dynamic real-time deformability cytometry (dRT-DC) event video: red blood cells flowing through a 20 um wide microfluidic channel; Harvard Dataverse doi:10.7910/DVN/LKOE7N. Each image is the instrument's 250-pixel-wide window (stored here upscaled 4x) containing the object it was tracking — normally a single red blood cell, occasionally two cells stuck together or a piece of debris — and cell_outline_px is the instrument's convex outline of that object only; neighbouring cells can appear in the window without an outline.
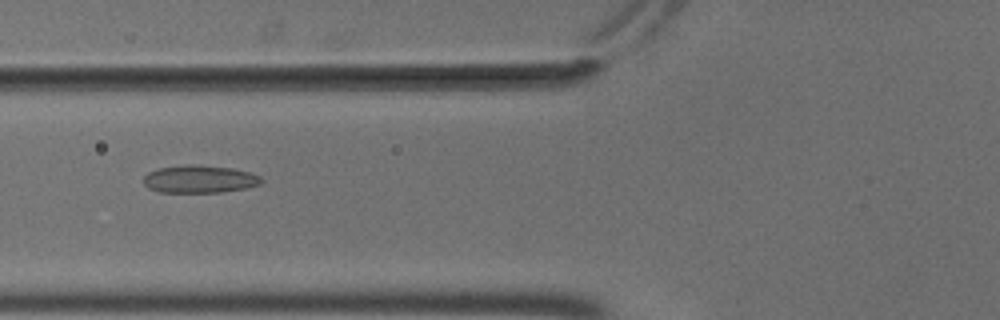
{"species": "common noctule bat (a hibernating species)", "species_latin": "Nyctalus noctula", "temperature_condition": "cold", "stored_images_in_passage": 55, "camera_frame_rate_fps": 3000, "um_per_image_px": 0.085, "animal": {"sex": "male", "body_mass_g": 18.8}, "frame": {"image": 1, "passage_image": 22, "time_ms": 7.0, "image_size_px": [1000, 320], "cell_outline_px": [[264, 180], [260, 184], [244, 188], [220, 192], [160, 192], [148, 188], [144, 184], [144, 176], [148, 172], [160, 168], [188, 164], [200, 164], [232, 168], [248, 172], [260, 176]], "centroid_in_image_um": [16.95, 15.21], "position_along_channel_um": 108.8, "area_um2": 18.96}}
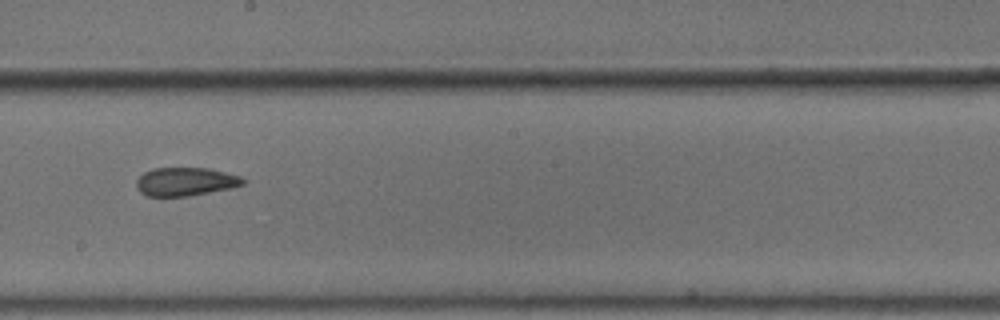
{"frame": {"image": 2, "passage_image": 32, "time_ms": 10.333, "image_size_px": [1000, 320], "cell_outline_px": [[244, 184], [232, 188], [188, 196], [144, 196], [136, 188], [136, 180], [144, 172], [152, 168], [208, 168], [240, 176], [244, 180]], "centroid_in_image_um": [15.73, 15.44], "position_along_channel_um": 232.5, "area_um2": 17.69}}
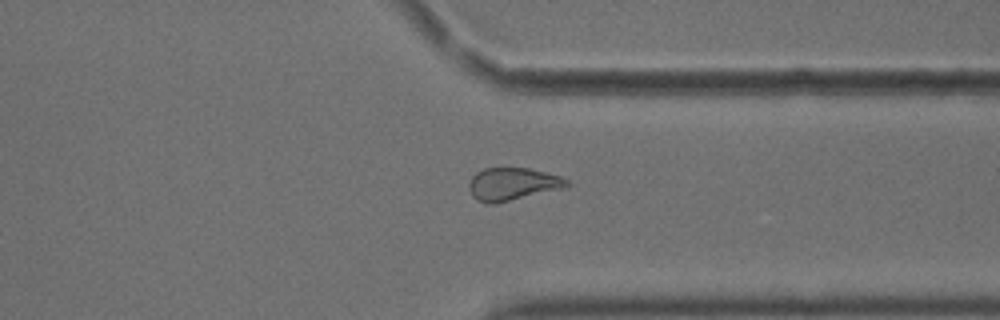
{"frame": {"image": 3, "passage_image": 43, "time_ms": 14.0, "image_size_px": [1000, 320], "cell_outline_px": [[572, 184], [564, 188], [492, 204], [488, 204], [476, 200], [472, 196], [468, 188], [468, 184], [472, 176], [476, 172], [484, 168], [528, 168], [560, 176], [568, 180]], "centroid_in_image_um": [43.54, 15.64], "position_along_channel_um": 367.9, "area_um2": 18.61}, "authors_computed_cell_mechanics": {"area_um2": 19.363, "velocity_mm_per_s": 3.692, "shape_relaxation_time_tau1_ms": null, "shape_relaxation_time_tau2_ms": 3.2188, "deformation_change_tau1": null, "deformation_change_tau2": 0.0975}}